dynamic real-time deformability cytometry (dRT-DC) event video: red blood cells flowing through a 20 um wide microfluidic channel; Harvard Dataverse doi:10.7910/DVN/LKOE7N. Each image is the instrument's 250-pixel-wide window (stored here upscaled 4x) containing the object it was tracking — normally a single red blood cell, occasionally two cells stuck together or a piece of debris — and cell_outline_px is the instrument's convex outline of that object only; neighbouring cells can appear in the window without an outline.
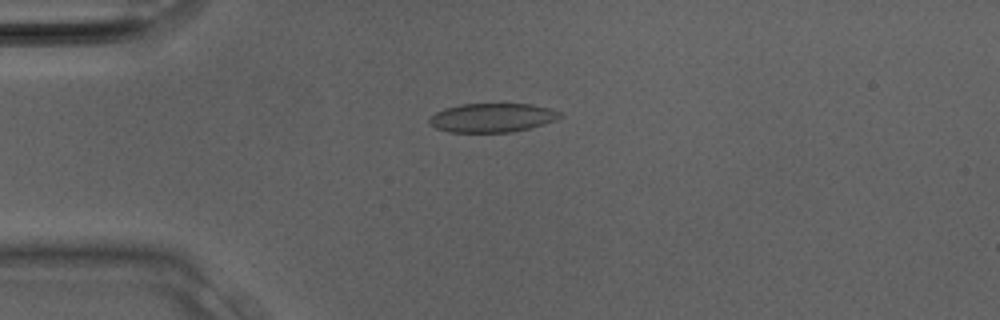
{"species": "Egyptian fruit bat (a non-hibernating species)", "species_latin": "Rousettus aegyptiacus", "temperature_condition": "room temperature", "stored_images_in_passage": 17, "camera_frame_rate_fps": 3000, "um_per_image_px": 0.085, "animal": {"sex": "male"}, "frame": {"image": 1, "passage_image": 8, "time_ms": 2.333, "image_size_px": [1000, 320], "cell_outline_px": [[564, 112], [556, 120], [528, 128], [512, 132], [448, 132], [436, 128], [428, 120], [436, 112], [444, 108], [460, 104], [532, 104]], "centroid_in_image_um": [41.84, 10.0], "position_along_channel_um": 43.2, "area_um2": 21.91}}
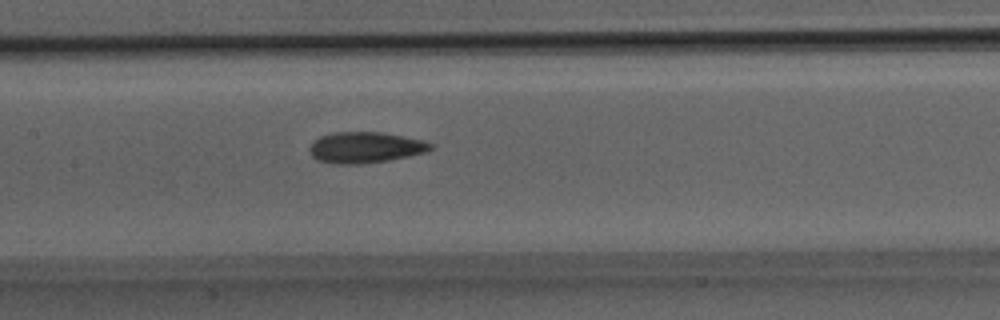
{"frame": {"image": 2, "passage_image": 15, "time_ms": 4.667, "image_size_px": [1000, 320], "cell_outline_px": [[436, 148], [424, 152], [408, 156], [388, 160], [360, 164], [336, 164], [316, 160], [308, 152], [308, 148], [312, 140], [320, 136], [332, 132], [384, 132], [424, 140], [436, 144]], "centroid_in_image_um": [31.04, 12.52], "position_along_channel_um": 176.4, "area_um2": 22.31}}